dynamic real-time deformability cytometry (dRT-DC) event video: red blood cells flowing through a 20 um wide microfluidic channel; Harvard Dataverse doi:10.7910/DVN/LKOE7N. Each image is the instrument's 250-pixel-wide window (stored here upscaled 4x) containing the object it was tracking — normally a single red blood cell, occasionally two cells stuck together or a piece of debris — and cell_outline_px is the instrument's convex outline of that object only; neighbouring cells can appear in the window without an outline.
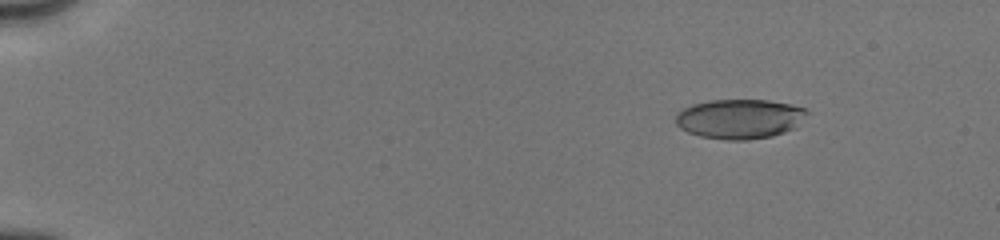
{"species": "human", "species_latin": "Homo sapiens", "temperature_condition": "cold", "stored_images_in_passage": 17, "camera_frame_rate_fps": 3000, "um_per_image_px": 0.085, "donor": {"sex": "male"}, "frame": {"image": 1, "passage_image": 4, "time_ms": 2.333, "image_size_px": [1000, 240], "cell_outline_px": [[808, 112], [796, 128], [772, 136], [748, 140], [728, 140], [700, 136], [688, 132], [680, 128], [676, 124], [676, 112], [692, 104], [708, 100], [768, 100], [792, 104], [804, 108]], "centroid_in_image_um": [62.87, 10.1], "position_along_channel_um": 22.1, "area_um2": 30.46}}
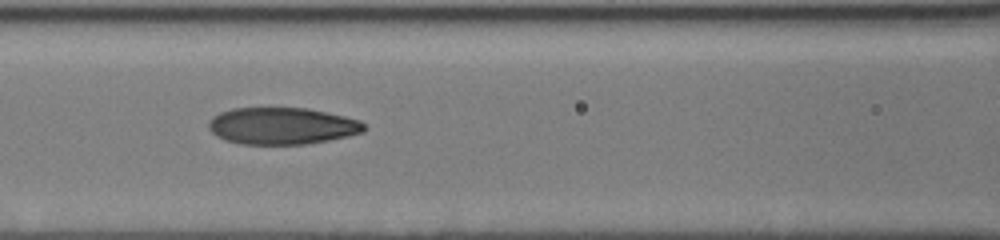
{"frame": {"image": 2, "passage_image": 13, "time_ms": 8.333, "image_size_px": [1000, 240], "cell_outline_px": [[368, 128], [364, 132], [348, 136], [328, 140], [304, 144], [240, 144], [224, 140], [216, 136], [208, 128], [208, 120], [212, 116], [220, 112], [232, 108], [308, 108], [344, 116], [360, 120]], "centroid_in_image_um": [23.95, 10.7], "position_along_channel_um": 142.6, "area_um2": 33.64}}
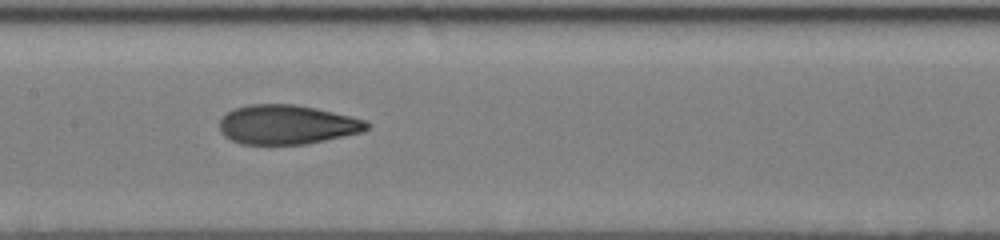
{"frame": {"image": 3, "passage_image": 15, "time_ms": 9.333, "image_size_px": [1000, 240], "cell_outline_px": [[368, 128], [360, 132], [324, 140], [304, 144], [240, 144], [224, 136], [220, 132], [220, 120], [232, 108], [248, 104], [292, 104], [316, 108], [364, 120], [368, 124]], "centroid_in_image_um": [24.32, 10.59], "position_along_channel_um": 183.1, "area_um2": 33.41}}